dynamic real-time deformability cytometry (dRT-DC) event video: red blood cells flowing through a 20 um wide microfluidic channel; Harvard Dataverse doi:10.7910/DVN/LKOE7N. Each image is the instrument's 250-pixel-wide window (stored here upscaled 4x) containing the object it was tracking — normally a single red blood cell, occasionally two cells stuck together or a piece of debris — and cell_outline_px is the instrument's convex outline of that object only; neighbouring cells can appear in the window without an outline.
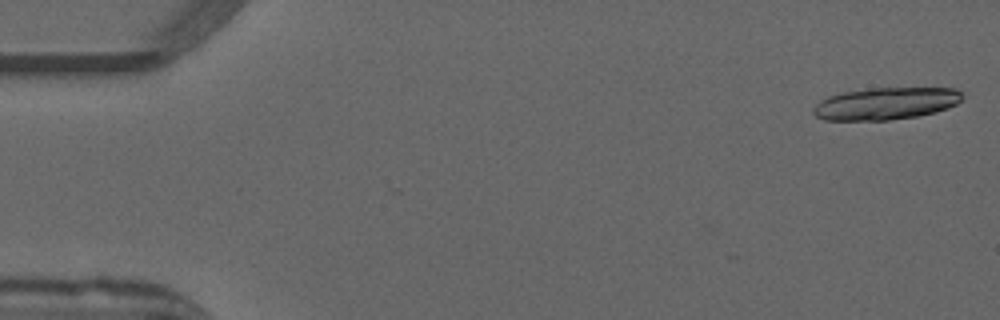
{"species": "common noctule bat (a hibernating species)", "species_latin": "Nyctalus noctula", "temperature_condition": "warm", "stored_images_in_passage": 17, "camera_frame_rate_fps": 3000, "um_per_image_px": 0.085, "animal": {"sex": "male", "forearm_length_mm": 52.5}, "frame": {"image": 1, "passage_image": 1, "time_ms": 0.0, "image_size_px": [1000, 320], "cell_outline_px": [[964, 96], [956, 104], [948, 108], [936, 112], [916, 116], [888, 120], [824, 120], [816, 116], [812, 112], [812, 108], [820, 100], [828, 96], [844, 92], [876, 88], [956, 88]], "centroid_in_image_um": [75.28, 8.8], "position_along_channel_um": 9.7, "area_um2": 27.86}}